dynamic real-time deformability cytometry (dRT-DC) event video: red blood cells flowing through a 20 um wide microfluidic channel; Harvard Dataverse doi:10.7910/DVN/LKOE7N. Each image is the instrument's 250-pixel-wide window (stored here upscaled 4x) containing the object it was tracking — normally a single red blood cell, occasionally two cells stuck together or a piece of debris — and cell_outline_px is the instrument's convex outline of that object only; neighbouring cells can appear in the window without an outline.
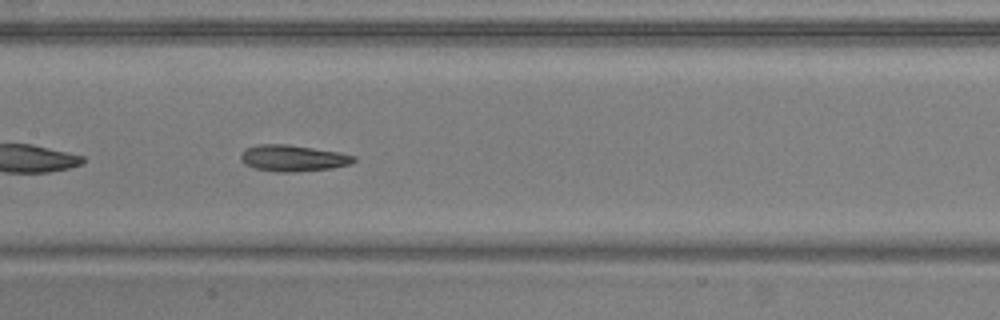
{"species": "common noctule bat (a hibernating species)", "species_latin": "Nyctalus noctula", "temperature_condition": "warm", "stored_images_in_passage": 35, "camera_frame_rate_fps": 3000, "um_per_image_px": 0.085, "animal": {"sex": "male", "body_mass_g": 20.5, "forearm_length_mm": 52.5}, "frame": {"image": 1, "passage_image": 16, "time_ms": 5.0, "image_size_px": [1000, 320], "cell_outline_px": [[356, 160], [352, 164], [332, 168], [296, 172], [276, 172], [256, 168], [244, 164], [240, 160], [240, 156], [244, 148], [256, 144], [288, 144], [340, 152], [356, 156]], "centroid_in_image_um": [24.9, 13.44], "position_along_channel_um": 182.5, "area_um2": 17.63}}
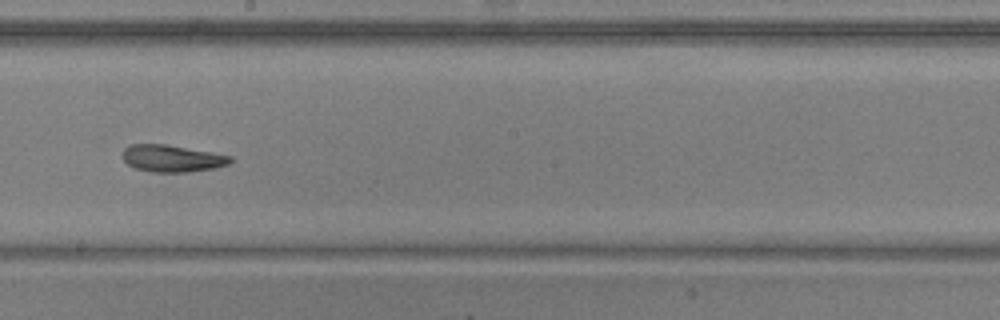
{"frame": {"image": 2, "passage_image": 20, "time_ms": 6.333, "image_size_px": [1000, 320], "cell_outline_px": [[232, 160], [228, 164], [212, 168], [188, 172], [152, 172], [136, 168], [128, 164], [124, 160], [124, 148], [132, 144], [164, 144], [212, 152], [232, 156]], "centroid_in_image_um": [14.63, 13.46], "position_along_channel_um": 233.6, "area_um2": 16.7}, "authors_computed_cell_mechanics": {"area_um2": 17.3978, "velocity_mm_per_s": 3.848, "shape_relaxation_time_tau1_ms": 3.7707, "shape_relaxation_time_tau2_ms": 2.7637, "deformation_change_tau1": 0.1843, "deformation_change_tau2": 0.118}}